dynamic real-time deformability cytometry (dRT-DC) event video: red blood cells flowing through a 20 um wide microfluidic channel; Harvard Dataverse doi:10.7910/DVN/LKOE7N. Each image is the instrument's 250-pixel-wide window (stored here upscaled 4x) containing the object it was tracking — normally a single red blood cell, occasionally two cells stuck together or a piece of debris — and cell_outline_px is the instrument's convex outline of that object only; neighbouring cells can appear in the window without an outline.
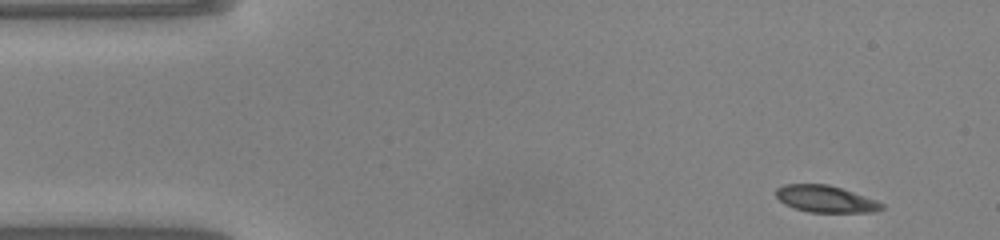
{"species": "common noctule bat (a hibernating species)", "species_latin": "Nyctalus noctula", "temperature_condition": "warm", "stored_images_in_passage": 46, "camera_frame_rate_fps": 3000, "um_per_image_px": 0.085, "animal": {"sex": "male", "body_mass_g": 20.0, "forearm_length_mm": 53.3}, "frame": {"image": 1, "passage_image": 1, "time_ms": 0.0, "image_size_px": [1000, 240], "cell_outline_px": [[884, 208], [876, 212], [808, 212], [784, 204], [776, 196], [776, 188], [784, 184], [828, 184], [876, 200], [884, 204]], "centroid_in_image_um": [70.17, 16.91], "position_along_channel_um": 14.8, "area_um2": 16.42}}
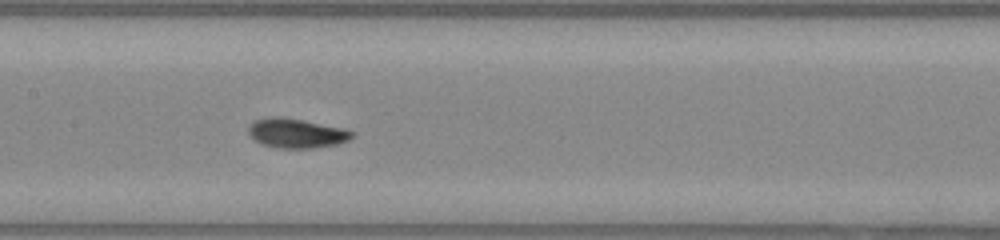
{"frame": {"image": 2, "passage_image": 20, "time_ms": 6.333, "image_size_px": [1000, 240], "cell_outline_px": [[352, 136], [348, 140], [336, 144], [316, 148], [276, 148], [264, 144], [256, 140], [248, 132], [248, 128], [256, 120], [272, 116], [280, 116], [304, 120], [344, 128], [352, 132]], "centroid_in_image_um": [25.2, 11.32], "position_along_channel_um": 182.2, "area_um2": 17.57}}
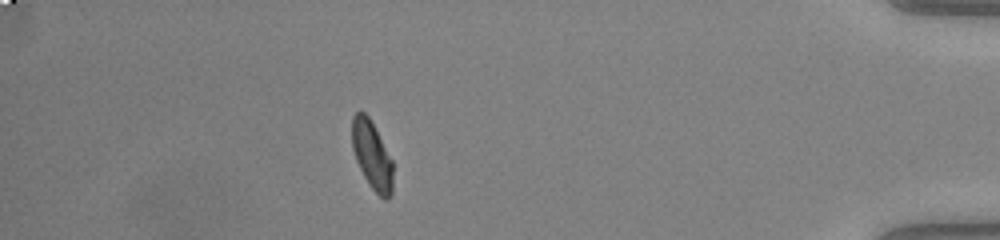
{"frame": {"image": 3, "passage_image": 40, "time_ms": 13.0, "image_size_px": [1000, 240], "cell_outline_px": [[392, 196], [388, 200], [384, 200], [368, 184], [356, 160], [352, 148], [352, 116], [356, 112], [364, 112], [368, 116], [392, 160]], "centroid_in_image_um": [31.61, 13.23], "position_along_channel_um": 403.6, "area_um2": 16.07}, "authors_computed_cell_mechanics": {"area_um2": 16.9065, "velocity_mm_per_s": 4.1129, "shape_relaxation_time_tau1_ms": 2.9373, "shape_relaxation_time_tau2_ms": 1.8303, "deformation_change_tau1": 0.1574, "deformation_change_tau2": 0.0569}}